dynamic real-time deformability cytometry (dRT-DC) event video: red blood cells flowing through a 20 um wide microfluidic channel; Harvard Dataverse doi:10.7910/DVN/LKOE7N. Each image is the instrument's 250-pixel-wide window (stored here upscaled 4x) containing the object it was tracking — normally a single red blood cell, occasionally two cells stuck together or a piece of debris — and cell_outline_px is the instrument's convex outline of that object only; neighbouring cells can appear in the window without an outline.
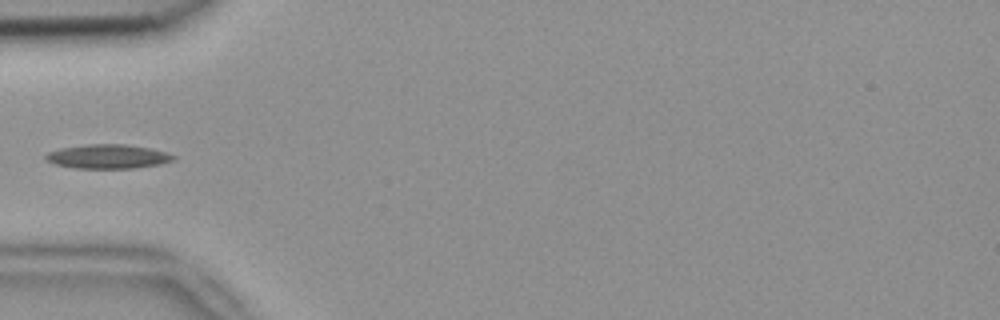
{"species": "common noctule bat (a hibernating species)", "species_latin": "Nyctalus noctula", "temperature_condition": "room temperature", "stored_images_in_passage": 5, "camera_frame_rate_fps": 3000, "um_per_image_px": 0.085, "animal": {"sex": "female", "body_mass_g": 18.4}, "frame": {"image": 1, "passage_image": 5, "time_ms": 1.333, "image_size_px": [1000, 320], "cell_outline_px": [[176, 160], [160, 164], [132, 168], [72, 168], [56, 164], [44, 160], [44, 156], [48, 152], [60, 148], [88, 144], [124, 144], [148, 148], [164, 152], [176, 156]], "centroid_in_image_um": [9.14, 13.3], "position_along_channel_um": 75.9, "area_um2": 17.92}}